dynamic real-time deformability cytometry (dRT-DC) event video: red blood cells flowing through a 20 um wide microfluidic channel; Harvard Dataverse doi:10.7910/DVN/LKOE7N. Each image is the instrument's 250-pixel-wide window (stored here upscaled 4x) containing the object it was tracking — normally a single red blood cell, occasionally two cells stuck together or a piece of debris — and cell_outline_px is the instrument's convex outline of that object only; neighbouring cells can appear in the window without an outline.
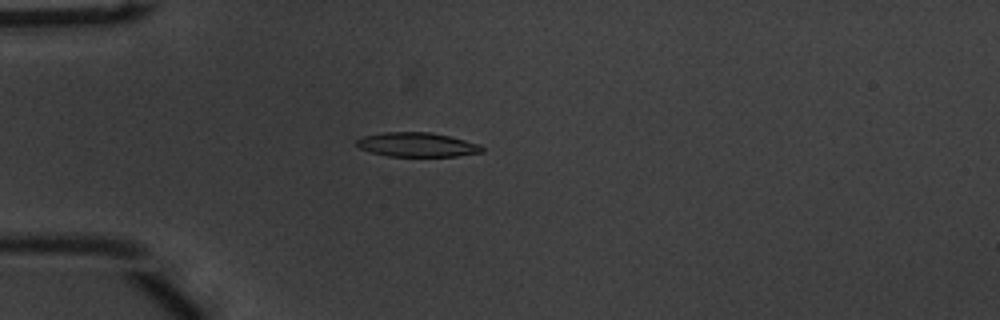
{"species": "common noctule bat (a hibernating species)", "species_latin": "Nyctalus noctula", "temperature_condition": "warm", "stored_images_in_passage": 51, "camera_frame_rate_fps": 3000, "um_per_image_px": 0.085, "animal": {"sex": "male", "body_mass_g": 20.1, "forearm_length_mm": 53.5}, "frame": {"image": 1, "passage_image": 13, "time_ms": 4.0, "image_size_px": [1000, 320], "cell_outline_px": [[484, 152], [456, 156], [388, 156], [372, 152], [360, 148], [356, 144], [356, 140], [364, 136], [384, 132], [432, 132], [480, 144], [484, 148]], "centroid_in_image_um": [35.47, 12.29], "position_along_channel_um": 49.5, "area_um2": 17.63}}
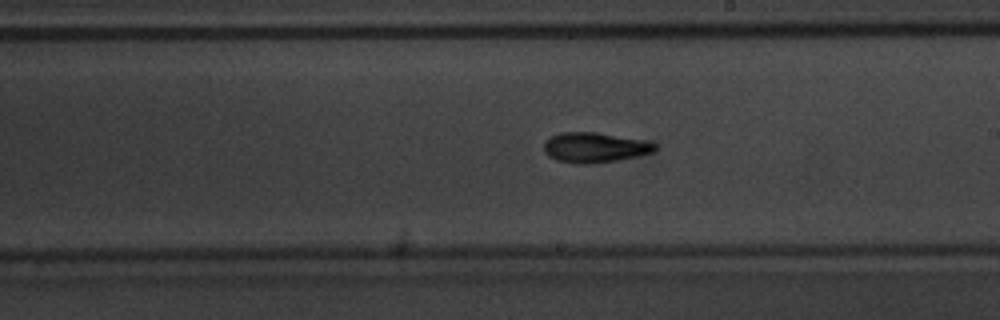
{"frame": {"image": 2, "passage_image": 29, "time_ms": 9.333, "image_size_px": [1000, 320], "cell_outline_px": [[656, 148], [652, 152], [636, 156], [616, 160], [592, 164], [576, 164], [556, 160], [548, 156], [544, 152], [544, 144], [552, 136], [560, 132], [596, 132], [644, 140], [656, 144]], "centroid_in_image_um": [50.52, 12.54], "position_along_channel_um": 238.5, "area_um2": 19.36}}
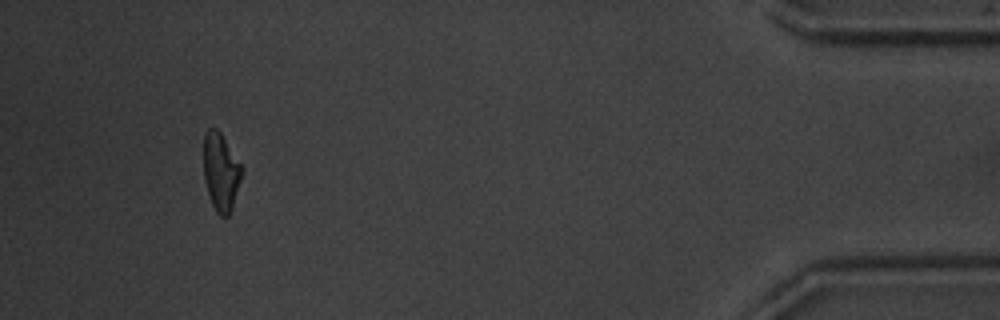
{"frame": {"image": 3, "passage_image": 48, "time_ms": 15.667, "image_size_px": [1000, 320], "cell_outline_px": [[244, 172], [232, 208], [228, 216], [220, 216], [216, 212], [212, 204], [204, 180], [204, 136], [208, 128], [216, 128], [220, 132], [244, 168]], "centroid_in_image_um": [18.8, 14.62], "position_along_channel_um": 416.4, "area_um2": 17.4}, "authors_computed_cell_mechanics": {"area_um2": 17.918, "velocity_mm_per_s": 3.8102, "shape_relaxation_time_tau1_ms": 4.1501, "shape_relaxation_time_tau2_ms": 4.5049, "deformation_change_tau1": 0.1718, "deformation_change_tau2": 0.1262}}